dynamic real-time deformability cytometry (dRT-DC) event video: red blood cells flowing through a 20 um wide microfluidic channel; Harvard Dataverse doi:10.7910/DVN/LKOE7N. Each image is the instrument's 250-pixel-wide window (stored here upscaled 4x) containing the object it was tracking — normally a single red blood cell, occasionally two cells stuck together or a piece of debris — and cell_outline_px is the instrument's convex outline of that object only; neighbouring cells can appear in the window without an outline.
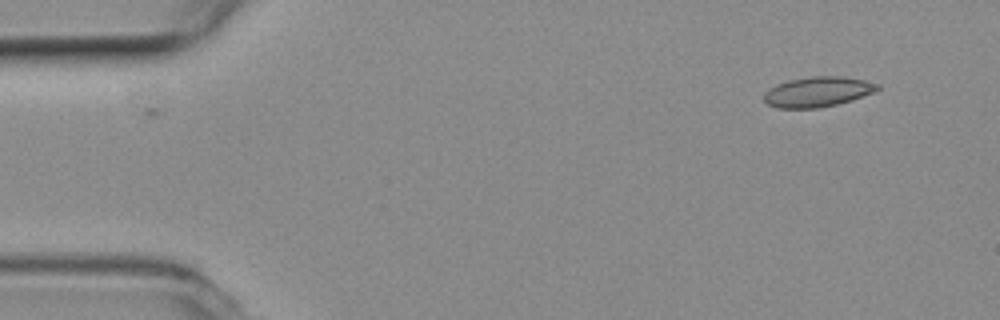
{"species": "common noctule bat (a hibernating species)", "species_latin": "Nyctalus noctula", "temperature_condition": "room temperature", "stored_images_in_passage": 5, "camera_frame_rate_fps": 3000, "um_per_image_px": 0.085, "animal": {"sex": "female", "body_mass_g": 19.3, "forearm_length_mm": 54.1}, "frame": {"image": 1, "passage_image": 2, "time_ms": 0.333, "image_size_px": [1000, 320], "cell_outline_px": [[880, 88], [876, 92], [852, 100], [820, 108], [776, 108], [768, 104], [764, 100], [764, 92], [768, 88], [776, 84], [788, 80], [812, 76], [844, 76], [864, 80], [880, 84]], "centroid_in_image_um": [69.51, 7.8], "position_along_channel_um": 15.5, "area_um2": 20.17}}
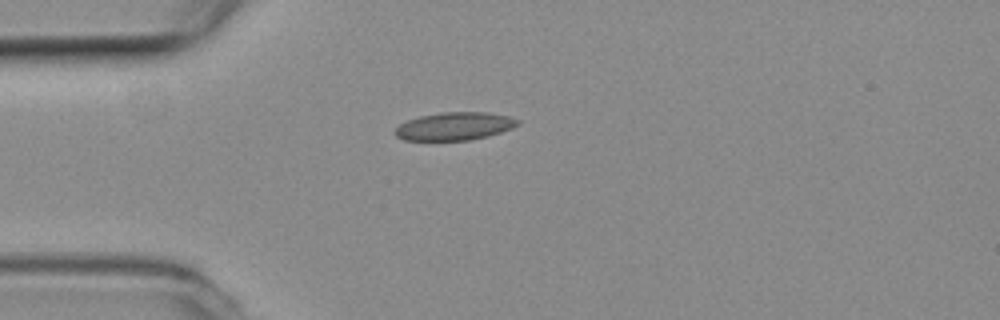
{"frame": {"image": 2, "passage_image": 5, "time_ms": 1.333, "image_size_px": [1000, 320], "cell_outline_px": [[520, 124], [512, 128], [488, 136], [468, 140], [404, 140], [396, 136], [392, 132], [400, 124], [408, 120], [420, 116], [440, 112], [488, 112], [508, 116], [520, 120]], "centroid_in_image_um": [38.64, 10.72], "position_along_channel_um": 46.4, "area_um2": 20.0}}